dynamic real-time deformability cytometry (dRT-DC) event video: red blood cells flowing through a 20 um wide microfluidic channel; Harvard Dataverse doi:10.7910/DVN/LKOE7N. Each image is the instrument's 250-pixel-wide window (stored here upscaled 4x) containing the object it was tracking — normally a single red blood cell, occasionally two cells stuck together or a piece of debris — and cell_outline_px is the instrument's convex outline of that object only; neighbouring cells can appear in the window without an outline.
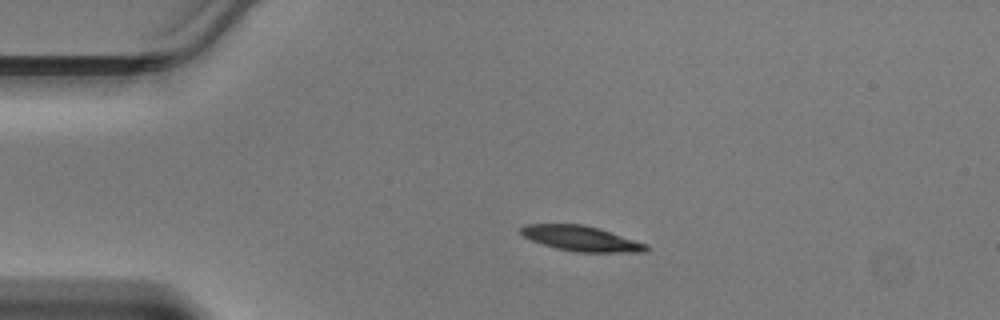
{"species": "Egyptian fruit bat (a non-hibernating species)", "species_latin": "Rousettus aegyptiacus", "temperature_condition": "warm", "stored_images_in_passage": 37, "camera_frame_rate_fps": 3000, "um_per_image_px": 0.085, "animal": {"sex": "male"}, "frame": {"image": 1, "passage_image": 1, "time_ms": 0.0, "image_size_px": [1000, 320], "cell_outline_px": [[648, 248], [644, 252], [576, 252], [556, 248], [532, 240], [524, 236], [520, 232], [520, 228], [524, 224], [580, 224], [596, 228], [648, 244]], "centroid_in_image_um": [49.37, 20.28], "position_along_channel_um": 35.6, "area_um2": 18.03}}
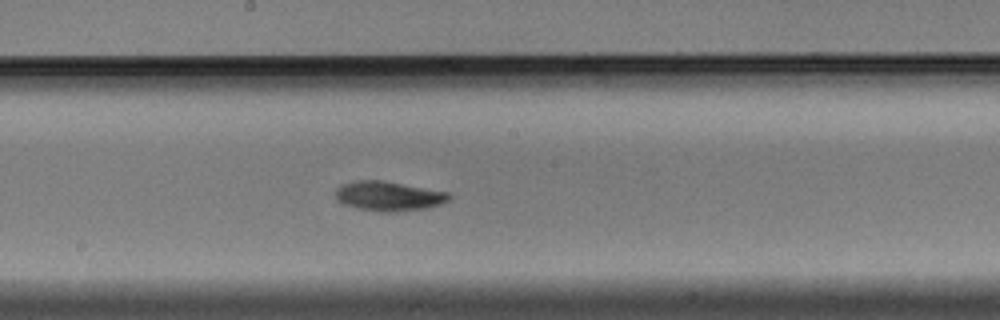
{"frame": {"image": 2, "passage_image": 16, "time_ms": 5.0, "image_size_px": [1000, 320], "cell_outline_px": [[452, 196], [448, 200], [440, 204], [428, 208], [396, 212], [380, 212], [356, 208], [344, 204], [336, 200], [336, 188], [340, 184], [356, 180], [380, 180], [448, 192]], "centroid_in_image_um": [33.0, 16.67], "position_along_channel_um": 215.2, "area_um2": 19.65}}
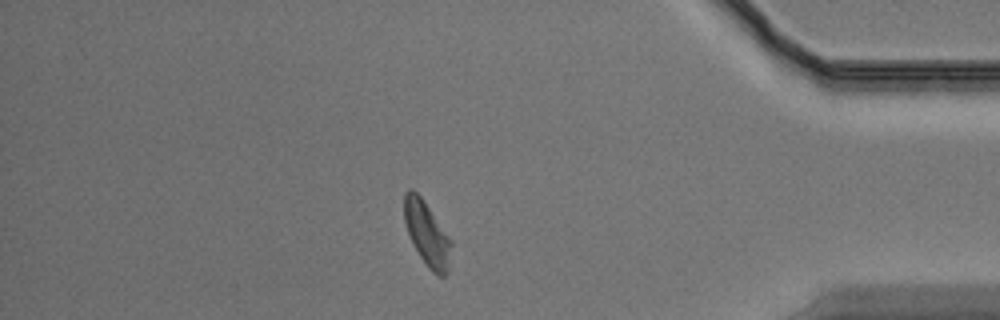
{"frame": {"image": 3, "passage_image": 31, "time_ms": 10.0, "image_size_px": [1000, 320], "cell_outline_px": [[452, 244], [448, 272], [444, 276], [436, 276], [428, 268], [420, 256], [408, 232], [404, 220], [404, 192], [408, 188], [412, 188], [420, 196], [452, 240]], "centroid_in_image_um": [36.3, 19.88], "position_along_channel_um": 398.9, "area_um2": 17.46}}